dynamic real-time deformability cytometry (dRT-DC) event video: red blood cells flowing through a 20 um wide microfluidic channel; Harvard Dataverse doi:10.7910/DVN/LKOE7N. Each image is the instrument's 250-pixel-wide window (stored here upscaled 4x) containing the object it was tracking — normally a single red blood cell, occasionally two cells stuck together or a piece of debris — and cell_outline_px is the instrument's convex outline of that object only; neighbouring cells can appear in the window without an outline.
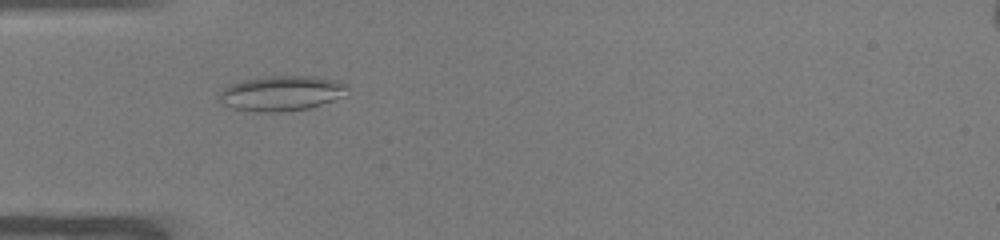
{"species": "common noctule bat (a hibernating species)", "species_latin": "Nyctalus noctula", "temperature_condition": "warm", "stored_images_in_passage": 37, "camera_frame_rate_fps": 3000, "um_per_image_px": 0.085, "animal": {"sex": "male", "body_mass_g": 19.0, "forearm_length_mm": 50.8}, "frame": {"image": 1, "passage_image": 2, "time_ms": 0.333, "image_size_px": [1000, 240], "cell_outline_px": [[348, 88], [344, 96], [308, 108], [284, 112], [256, 112], [232, 108], [220, 104], [220, 92], [228, 84], [244, 80], [264, 76], [316, 76], [340, 80], [348, 84]], "centroid_in_image_um": [23.93, 7.92], "position_along_channel_um": 61.1, "area_um2": 26.53}}
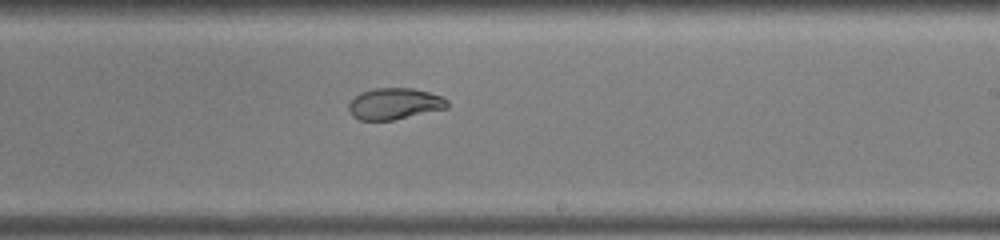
{"frame": {"image": 2, "passage_image": 17, "time_ms": 5.333, "image_size_px": [1000, 240], "cell_outline_px": [[448, 108], [392, 120], [360, 120], [352, 116], [348, 108], [348, 104], [360, 92], [376, 88], [412, 88], [428, 92], [440, 96], [448, 100]], "centroid_in_image_um": [33.52, 8.82], "position_along_channel_um": 255.5, "area_um2": 17.92}}
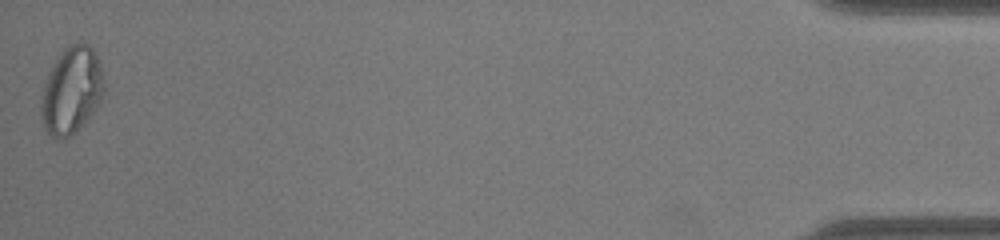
{"frame": {"image": 3, "passage_image": 37, "time_ms": 12.0, "image_size_px": [1000, 240], "cell_outline_px": [[104, 88], [100, 100], [96, 108], [68, 136], [60, 140], [56, 140], [44, 128], [40, 112], [40, 96], [48, 72], [56, 56], [68, 44], [88, 44], [92, 48], [100, 64], [104, 80]], "centroid_in_image_um": [6.03, 7.65], "position_along_channel_um": 429.2, "area_um2": 31.62}, "authors_computed_cell_mechanics": {"area_um2": 19.652, "velocity_mm_per_s": 3.9543, "shape_relaxation_time_tau1_ms": null, "shape_relaxation_time_tau2_ms": 1.4259, "deformation_change_tau1": null, "deformation_change_tau2": 0.0533}}